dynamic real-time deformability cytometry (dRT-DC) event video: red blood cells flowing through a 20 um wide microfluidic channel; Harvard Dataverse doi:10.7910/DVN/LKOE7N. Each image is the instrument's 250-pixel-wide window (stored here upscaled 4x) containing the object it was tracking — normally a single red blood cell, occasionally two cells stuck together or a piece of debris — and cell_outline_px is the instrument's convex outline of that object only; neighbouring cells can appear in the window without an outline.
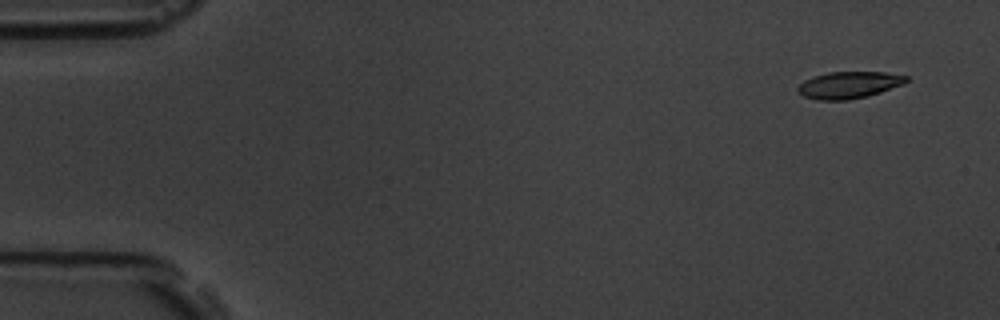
{"species": "common noctule bat (a hibernating species)", "species_latin": "Nyctalus noctula", "temperature_condition": "room temperature", "stored_images_in_passage": 10, "camera_frame_rate_fps": 3000, "um_per_image_px": 0.085, "animal": {"sex": "male", "body_mass_g": 19.5, "forearm_length_mm": 54.6}, "frame": {"image": 1, "passage_image": 1, "time_ms": 0.0, "image_size_px": [1000, 320], "cell_outline_px": [[908, 80], [904, 84], [868, 96], [848, 100], [816, 100], [804, 96], [796, 88], [804, 80], [828, 72], [884, 72], [908, 76]], "centroid_in_image_um": [72.17, 7.22], "position_along_channel_um": 12.8, "area_um2": 16.88}}
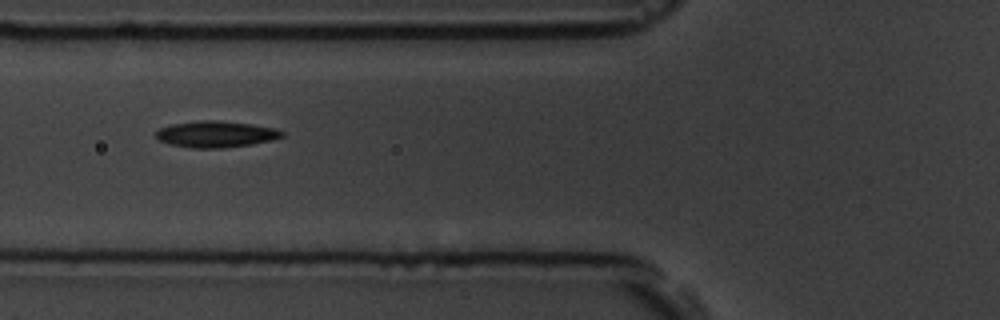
{"frame": {"image": 2, "passage_image": 6, "time_ms": 6.0, "image_size_px": [1000, 320], "cell_outline_px": [[284, 136], [272, 140], [252, 144], [220, 148], [192, 148], [168, 144], [160, 140], [156, 136], [156, 132], [160, 128], [168, 124], [200, 120], [216, 120], [248, 124], [276, 128], [284, 132]], "centroid_in_image_um": [18.33, 11.4], "position_along_channel_um": 107.5, "area_um2": 19.36}}
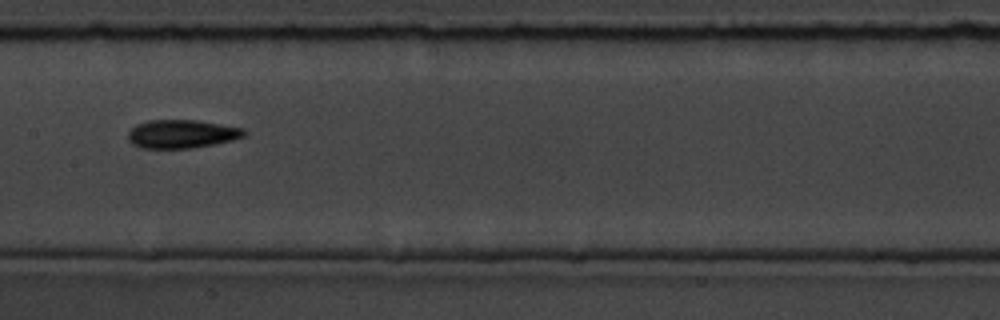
{"frame": {"image": 3, "passage_image": 8, "time_ms": 8.333, "image_size_px": [1000, 320], "cell_outline_px": [[244, 136], [232, 140], [192, 148], [140, 148], [132, 144], [128, 140], [128, 132], [136, 124], [148, 120], [196, 120], [244, 128]], "centroid_in_image_um": [15.4, 11.38], "position_along_channel_um": 192.0, "area_um2": 19.13}}